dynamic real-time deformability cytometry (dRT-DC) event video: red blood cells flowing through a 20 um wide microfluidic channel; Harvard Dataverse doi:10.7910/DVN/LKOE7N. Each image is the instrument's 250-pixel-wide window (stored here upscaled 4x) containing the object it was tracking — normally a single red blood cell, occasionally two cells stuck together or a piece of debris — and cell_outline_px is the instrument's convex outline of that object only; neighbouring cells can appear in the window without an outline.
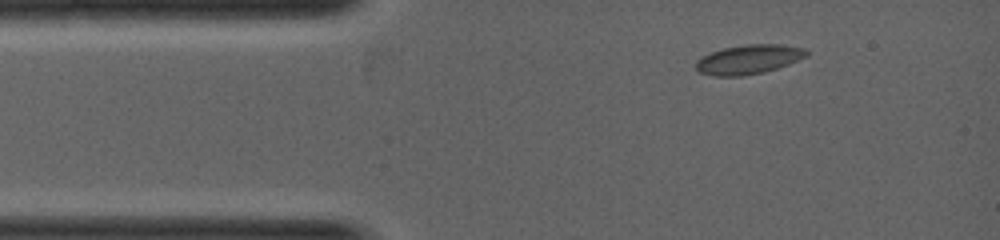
{"species": "common noctule bat (a hibernating species)", "species_latin": "Nyctalus noctula", "temperature_condition": "warm", "stored_images_in_passage": 2, "camera_frame_rate_fps": 5000, "um_per_image_px": 0.085, "animal": {"sex": "female", "body_mass_g": 19.0, "forearm_length_mm": 53.3}, "frame": {"image": 1, "passage_image": 1, "time_ms": 0.0, "image_size_px": [1000, 240], "cell_outline_px": [[808, 56], [788, 64], [764, 72], [740, 76], [712, 76], [700, 72], [696, 68], [696, 60], [700, 56], [724, 48], [748, 44], [784, 44], [804, 48], [808, 52]], "centroid_in_image_um": [63.63, 5.04], "position_along_channel_um": 21.4, "area_um2": 18.9}}